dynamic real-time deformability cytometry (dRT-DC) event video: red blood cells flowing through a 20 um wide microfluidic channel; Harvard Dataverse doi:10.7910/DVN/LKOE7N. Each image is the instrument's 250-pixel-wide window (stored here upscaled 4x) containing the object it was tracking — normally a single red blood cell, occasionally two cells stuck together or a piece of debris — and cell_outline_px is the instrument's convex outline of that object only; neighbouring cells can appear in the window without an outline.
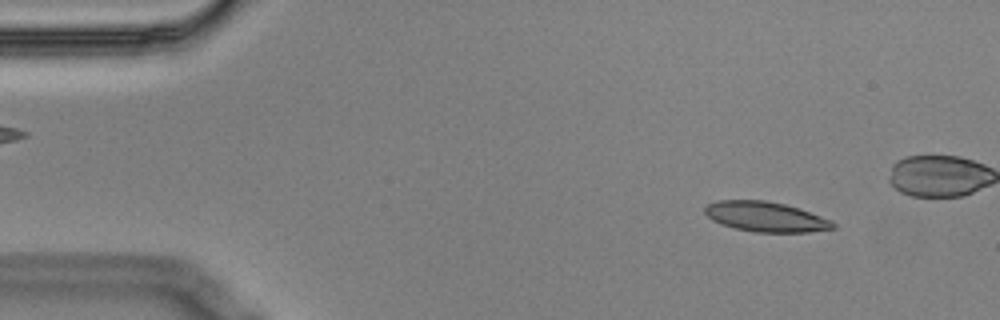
{"species": "Egyptian fruit bat (a non-hibernating species)", "species_latin": "Rousettus aegyptiacus", "temperature_condition": "cold", "stored_images_in_passage": 4, "camera_frame_rate_fps": 3000, "um_per_image_px": 0.085, "animal": {"sex": "male"}, "frame": {"image": 1, "passage_image": 1, "time_ms": 0.0, "image_size_px": [1000, 320], "cell_outline_px": [[836, 228], [808, 232], [756, 232], [736, 228], [720, 224], [712, 220], [704, 212], [704, 208], [708, 204], [716, 200], [764, 200], [784, 204], [800, 208], [832, 220], [836, 224]], "centroid_in_image_um": [65.1, 18.42], "position_along_channel_um": 19.9, "area_um2": 22.48}}